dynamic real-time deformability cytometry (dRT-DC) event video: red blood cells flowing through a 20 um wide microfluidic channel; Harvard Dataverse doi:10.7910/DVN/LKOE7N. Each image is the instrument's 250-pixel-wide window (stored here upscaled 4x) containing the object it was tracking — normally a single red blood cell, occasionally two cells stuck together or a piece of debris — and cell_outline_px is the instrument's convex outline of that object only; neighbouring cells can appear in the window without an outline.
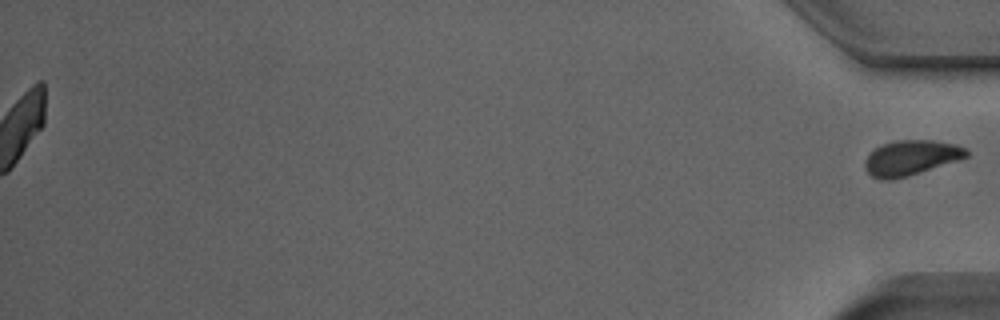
{"species": "Egyptian fruit bat (a non-hibernating species)", "species_latin": "Rousettus aegyptiacus", "temperature_condition": "room temperature", "stored_images_in_passage": 44, "segment_of_instrument_passage": [2, 2], "camera_frame_rate_fps": 3000, "um_per_image_px": 0.085, "animal": {"sex": "male"}, "frame": {"image": 1, "passage_image": 44, "time_ms": 14.333, "image_size_px": [1000, 320], "cell_outline_px": [[968, 156], [960, 160], [908, 176], [892, 180], [880, 180], [872, 176], [864, 168], [864, 160], [868, 152], [884, 144], [896, 140], [932, 140], [956, 144], [968, 148]], "centroid_in_image_um": [77.43, 13.42], "position_along_channel_um": 357.8, "area_um2": 21.04}}